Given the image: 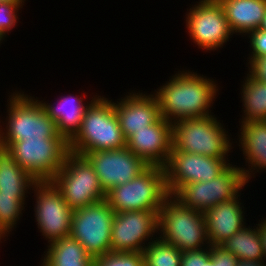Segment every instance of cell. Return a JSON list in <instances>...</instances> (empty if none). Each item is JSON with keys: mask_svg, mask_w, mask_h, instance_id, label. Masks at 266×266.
<instances>
[{"mask_svg": "<svg viewBox=\"0 0 266 266\" xmlns=\"http://www.w3.org/2000/svg\"><path fill=\"white\" fill-rule=\"evenodd\" d=\"M253 260H238L236 266H266V262Z\"/></svg>", "mask_w": 266, "mask_h": 266, "instance_id": "e575fe53", "label": "cell"}, {"mask_svg": "<svg viewBox=\"0 0 266 266\" xmlns=\"http://www.w3.org/2000/svg\"><path fill=\"white\" fill-rule=\"evenodd\" d=\"M92 165L105 192L131 181L149 165L127 147L83 155Z\"/></svg>", "mask_w": 266, "mask_h": 266, "instance_id": "9a60e30c", "label": "cell"}, {"mask_svg": "<svg viewBox=\"0 0 266 266\" xmlns=\"http://www.w3.org/2000/svg\"><path fill=\"white\" fill-rule=\"evenodd\" d=\"M258 230L261 239V245L264 252V257L266 260V218H264L263 220L261 219V221L258 222Z\"/></svg>", "mask_w": 266, "mask_h": 266, "instance_id": "836d02e7", "label": "cell"}, {"mask_svg": "<svg viewBox=\"0 0 266 266\" xmlns=\"http://www.w3.org/2000/svg\"><path fill=\"white\" fill-rule=\"evenodd\" d=\"M31 191L36 198L35 222L48 244L71 235L73 210L51 181L36 182Z\"/></svg>", "mask_w": 266, "mask_h": 266, "instance_id": "7c38bea8", "label": "cell"}, {"mask_svg": "<svg viewBox=\"0 0 266 266\" xmlns=\"http://www.w3.org/2000/svg\"><path fill=\"white\" fill-rule=\"evenodd\" d=\"M26 203L15 194H0V232L7 238L25 211Z\"/></svg>", "mask_w": 266, "mask_h": 266, "instance_id": "4316f807", "label": "cell"}, {"mask_svg": "<svg viewBox=\"0 0 266 266\" xmlns=\"http://www.w3.org/2000/svg\"><path fill=\"white\" fill-rule=\"evenodd\" d=\"M250 39V54L246 62L249 65L254 59L266 56V31L261 29H255L250 31L247 35Z\"/></svg>", "mask_w": 266, "mask_h": 266, "instance_id": "f546056e", "label": "cell"}, {"mask_svg": "<svg viewBox=\"0 0 266 266\" xmlns=\"http://www.w3.org/2000/svg\"><path fill=\"white\" fill-rule=\"evenodd\" d=\"M92 266H144L140 252H109L93 258Z\"/></svg>", "mask_w": 266, "mask_h": 266, "instance_id": "83f0119b", "label": "cell"}, {"mask_svg": "<svg viewBox=\"0 0 266 266\" xmlns=\"http://www.w3.org/2000/svg\"><path fill=\"white\" fill-rule=\"evenodd\" d=\"M186 13L185 23L190 39L198 48L217 51L233 36L224 9L218 0H199ZM232 35V36H231Z\"/></svg>", "mask_w": 266, "mask_h": 266, "instance_id": "8fae6325", "label": "cell"}, {"mask_svg": "<svg viewBox=\"0 0 266 266\" xmlns=\"http://www.w3.org/2000/svg\"><path fill=\"white\" fill-rule=\"evenodd\" d=\"M115 212L106 199L79 208L72 213L71 236L92 257L111 251V231Z\"/></svg>", "mask_w": 266, "mask_h": 266, "instance_id": "30bf717a", "label": "cell"}, {"mask_svg": "<svg viewBox=\"0 0 266 266\" xmlns=\"http://www.w3.org/2000/svg\"><path fill=\"white\" fill-rule=\"evenodd\" d=\"M248 71L255 79L266 83V56L254 59L248 66Z\"/></svg>", "mask_w": 266, "mask_h": 266, "instance_id": "d6a6232c", "label": "cell"}, {"mask_svg": "<svg viewBox=\"0 0 266 266\" xmlns=\"http://www.w3.org/2000/svg\"><path fill=\"white\" fill-rule=\"evenodd\" d=\"M21 168L37 182L51 181L63 166L69 151L65 138L1 141Z\"/></svg>", "mask_w": 266, "mask_h": 266, "instance_id": "52a82bcc", "label": "cell"}, {"mask_svg": "<svg viewBox=\"0 0 266 266\" xmlns=\"http://www.w3.org/2000/svg\"><path fill=\"white\" fill-rule=\"evenodd\" d=\"M25 2H7L0 3V36L4 39L15 28L20 19L19 10L23 7Z\"/></svg>", "mask_w": 266, "mask_h": 266, "instance_id": "f1b7e54d", "label": "cell"}, {"mask_svg": "<svg viewBox=\"0 0 266 266\" xmlns=\"http://www.w3.org/2000/svg\"><path fill=\"white\" fill-rule=\"evenodd\" d=\"M259 29L266 31V15H265V17H264Z\"/></svg>", "mask_w": 266, "mask_h": 266, "instance_id": "8d00e7d4", "label": "cell"}, {"mask_svg": "<svg viewBox=\"0 0 266 266\" xmlns=\"http://www.w3.org/2000/svg\"><path fill=\"white\" fill-rule=\"evenodd\" d=\"M211 257L214 261H218V266H236L238 262V258L223 246H211Z\"/></svg>", "mask_w": 266, "mask_h": 266, "instance_id": "1f68e13d", "label": "cell"}, {"mask_svg": "<svg viewBox=\"0 0 266 266\" xmlns=\"http://www.w3.org/2000/svg\"><path fill=\"white\" fill-rule=\"evenodd\" d=\"M51 182L73 211L105 199L97 174L82 155L69 152Z\"/></svg>", "mask_w": 266, "mask_h": 266, "instance_id": "ba28073f", "label": "cell"}, {"mask_svg": "<svg viewBox=\"0 0 266 266\" xmlns=\"http://www.w3.org/2000/svg\"><path fill=\"white\" fill-rule=\"evenodd\" d=\"M241 195L240 193L236 198L217 204L204 212L206 235L210 246H221L247 225L244 216L246 207L240 202Z\"/></svg>", "mask_w": 266, "mask_h": 266, "instance_id": "ac0fdd59", "label": "cell"}, {"mask_svg": "<svg viewBox=\"0 0 266 266\" xmlns=\"http://www.w3.org/2000/svg\"><path fill=\"white\" fill-rule=\"evenodd\" d=\"M81 96V97H80ZM98 96L93 95L90 98L91 101H84V95H72L68 96H59V101L54 103H48L44 99L39 100L40 104L45 109L47 115L56 123L58 133L62 135L68 142L77 134L80 130L81 123L83 120V115L85 114L86 109L91 104V102ZM85 102V103H84Z\"/></svg>", "mask_w": 266, "mask_h": 266, "instance_id": "ffe728a7", "label": "cell"}, {"mask_svg": "<svg viewBox=\"0 0 266 266\" xmlns=\"http://www.w3.org/2000/svg\"><path fill=\"white\" fill-rule=\"evenodd\" d=\"M144 266H180L182 251L159 237L142 251Z\"/></svg>", "mask_w": 266, "mask_h": 266, "instance_id": "484cf974", "label": "cell"}, {"mask_svg": "<svg viewBox=\"0 0 266 266\" xmlns=\"http://www.w3.org/2000/svg\"><path fill=\"white\" fill-rule=\"evenodd\" d=\"M26 0H0V3H7V2H25Z\"/></svg>", "mask_w": 266, "mask_h": 266, "instance_id": "74e56055", "label": "cell"}, {"mask_svg": "<svg viewBox=\"0 0 266 266\" xmlns=\"http://www.w3.org/2000/svg\"><path fill=\"white\" fill-rule=\"evenodd\" d=\"M228 159L178 151L172 147L164 166L169 195H174L185 184L216 178L230 165Z\"/></svg>", "mask_w": 266, "mask_h": 266, "instance_id": "4fadbf2b", "label": "cell"}, {"mask_svg": "<svg viewBox=\"0 0 266 266\" xmlns=\"http://www.w3.org/2000/svg\"><path fill=\"white\" fill-rule=\"evenodd\" d=\"M242 82L240 101L243 115L239 123L266 121V83L255 79L249 72Z\"/></svg>", "mask_w": 266, "mask_h": 266, "instance_id": "cb8c5ba5", "label": "cell"}, {"mask_svg": "<svg viewBox=\"0 0 266 266\" xmlns=\"http://www.w3.org/2000/svg\"><path fill=\"white\" fill-rule=\"evenodd\" d=\"M214 115L178 120L173 124V148L216 158H228L233 141Z\"/></svg>", "mask_w": 266, "mask_h": 266, "instance_id": "5b68a950", "label": "cell"}, {"mask_svg": "<svg viewBox=\"0 0 266 266\" xmlns=\"http://www.w3.org/2000/svg\"><path fill=\"white\" fill-rule=\"evenodd\" d=\"M158 237L182 252L210 246L204 213L187 208L173 195L164 200L159 210Z\"/></svg>", "mask_w": 266, "mask_h": 266, "instance_id": "277c9868", "label": "cell"}, {"mask_svg": "<svg viewBox=\"0 0 266 266\" xmlns=\"http://www.w3.org/2000/svg\"><path fill=\"white\" fill-rule=\"evenodd\" d=\"M173 124L163 117L156 123L133 132L126 147L148 165L164 167L173 147Z\"/></svg>", "mask_w": 266, "mask_h": 266, "instance_id": "2e32d148", "label": "cell"}, {"mask_svg": "<svg viewBox=\"0 0 266 266\" xmlns=\"http://www.w3.org/2000/svg\"><path fill=\"white\" fill-rule=\"evenodd\" d=\"M239 124L241 128L238 131L240 133L237 145L245 158V166H248L240 168L245 181L249 183L257 172L266 170V121H247Z\"/></svg>", "mask_w": 266, "mask_h": 266, "instance_id": "d6986e66", "label": "cell"}, {"mask_svg": "<svg viewBox=\"0 0 266 266\" xmlns=\"http://www.w3.org/2000/svg\"><path fill=\"white\" fill-rule=\"evenodd\" d=\"M255 225L257 226H253V228L250 225L245 226L221 246L238 258V260H265L258 224Z\"/></svg>", "mask_w": 266, "mask_h": 266, "instance_id": "d4e9b609", "label": "cell"}, {"mask_svg": "<svg viewBox=\"0 0 266 266\" xmlns=\"http://www.w3.org/2000/svg\"><path fill=\"white\" fill-rule=\"evenodd\" d=\"M126 147V139L112 99L98 95L83 115L80 130L69 141V151L84 155L91 151L117 150Z\"/></svg>", "mask_w": 266, "mask_h": 266, "instance_id": "7a4b0ae2", "label": "cell"}, {"mask_svg": "<svg viewBox=\"0 0 266 266\" xmlns=\"http://www.w3.org/2000/svg\"><path fill=\"white\" fill-rule=\"evenodd\" d=\"M36 182L26 170L19 166L7 148H0V194H15L25 203L27 193L31 192L29 189L31 190Z\"/></svg>", "mask_w": 266, "mask_h": 266, "instance_id": "7402d4cb", "label": "cell"}, {"mask_svg": "<svg viewBox=\"0 0 266 266\" xmlns=\"http://www.w3.org/2000/svg\"><path fill=\"white\" fill-rule=\"evenodd\" d=\"M158 213L159 211L152 210L115 213L111 231V252L142 253L146 246L157 238Z\"/></svg>", "mask_w": 266, "mask_h": 266, "instance_id": "5bb4252c", "label": "cell"}, {"mask_svg": "<svg viewBox=\"0 0 266 266\" xmlns=\"http://www.w3.org/2000/svg\"><path fill=\"white\" fill-rule=\"evenodd\" d=\"M211 257V246L191 251L182 252L180 266H204Z\"/></svg>", "mask_w": 266, "mask_h": 266, "instance_id": "4dcf8cb0", "label": "cell"}, {"mask_svg": "<svg viewBox=\"0 0 266 266\" xmlns=\"http://www.w3.org/2000/svg\"><path fill=\"white\" fill-rule=\"evenodd\" d=\"M170 78L153 92L159 103L161 117L174 124L178 120L213 114V101L219 94L217 81L203 74L201 76L197 71L184 69Z\"/></svg>", "mask_w": 266, "mask_h": 266, "instance_id": "6da1fadb", "label": "cell"}, {"mask_svg": "<svg viewBox=\"0 0 266 266\" xmlns=\"http://www.w3.org/2000/svg\"><path fill=\"white\" fill-rule=\"evenodd\" d=\"M169 196L164 167L149 165L131 181L106 192L105 199L115 213L122 211H159Z\"/></svg>", "mask_w": 266, "mask_h": 266, "instance_id": "8992f818", "label": "cell"}, {"mask_svg": "<svg viewBox=\"0 0 266 266\" xmlns=\"http://www.w3.org/2000/svg\"><path fill=\"white\" fill-rule=\"evenodd\" d=\"M2 238H3V241L5 242L6 240H4V239H6V237L0 232V243H3V242L1 241Z\"/></svg>", "mask_w": 266, "mask_h": 266, "instance_id": "f35d334b", "label": "cell"}, {"mask_svg": "<svg viewBox=\"0 0 266 266\" xmlns=\"http://www.w3.org/2000/svg\"><path fill=\"white\" fill-rule=\"evenodd\" d=\"M247 185L243 171L231 164L216 178L183 185L173 196L187 208L200 212L236 198Z\"/></svg>", "mask_w": 266, "mask_h": 266, "instance_id": "9c48e42d", "label": "cell"}, {"mask_svg": "<svg viewBox=\"0 0 266 266\" xmlns=\"http://www.w3.org/2000/svg\"><path fill=\"white\" fill-rule=\"evenodd\" d=\"M41 266H92L93 258L71 235L47 245Z\"/></svg>", "mask_w": 266, "mask_h": 266, "instance_id": "603a6c76", "label": "cell"}, {"mask_svg": "<svg viewBox=\"0 0 266 266\" xmlns=\"http://www.w3.org/2000/svg\"><path fill=\"white\" fill-rule=\"evenodd\" d=\"M3 38L0 36V44L3 42ZM1 46V45H0Z\"/></svg>", "mask_w": 266, "mask_h": 266, "instance_id": "ab89813d", "label": "cell"}, {"mask_svg": "<svg viewBox=\"0 0 266 266\" xmlns=\"http://www.w3.org/2000/svg\"><path fill=\"white\" fill-rule=\"evenodd\" d=\"M8 99L5 123L0 119V124H6L5 128L0 125V141L64 138L58 133L56 123L47 115L38 97L15 90Z\"/></svg>", "mask_w": 266, "mask_h": 266, "instance_id": "3957f363", "label": "cell"}, {"mask_svg": "<svg viewBox=\"0 0 266 266\" xmlns=\"http://www.w3.org/2000/svg\"><path fill=\"white\" fill-rule=\"evenodd\" d=\"M204 266H218V261H214L212 257H210L206 262H204Z\"/></svg>", "mask_w": 266, "mask_h": 266, "instance_id": "d590c367", "label": "cell"}, {"mask_svg": "<svg viewBox=\"0 0 266 266\" xmlns=\"http://www.w3.org/2000/svg\"><path fill=\"white\" fill-rule=\"evenodd\" d=\"M218 1L224 9L231 31L241 37L259 29L266 15V0Z\"/></svg>", "mask_w": 266, "mask_h": 266, "instance_id": "44dd1931", "label": "cell"}, {"mask_svg": "<svg viewBox=\"0 0 266 266\" xmlns=\"http://www.w3.org/2000/svg\"><path fill=\"white\" fill-rule=\"evenodd\" d=\"M133 91L113 101L125 139L133 132L146 129V126L156 123L161 118L159 103L153 92L144 94Z\"/></svg>", "mask_w": 266, "mask_h": 266, "instance_id": "e0dca14e", "label": "cell"}]
</instances>
